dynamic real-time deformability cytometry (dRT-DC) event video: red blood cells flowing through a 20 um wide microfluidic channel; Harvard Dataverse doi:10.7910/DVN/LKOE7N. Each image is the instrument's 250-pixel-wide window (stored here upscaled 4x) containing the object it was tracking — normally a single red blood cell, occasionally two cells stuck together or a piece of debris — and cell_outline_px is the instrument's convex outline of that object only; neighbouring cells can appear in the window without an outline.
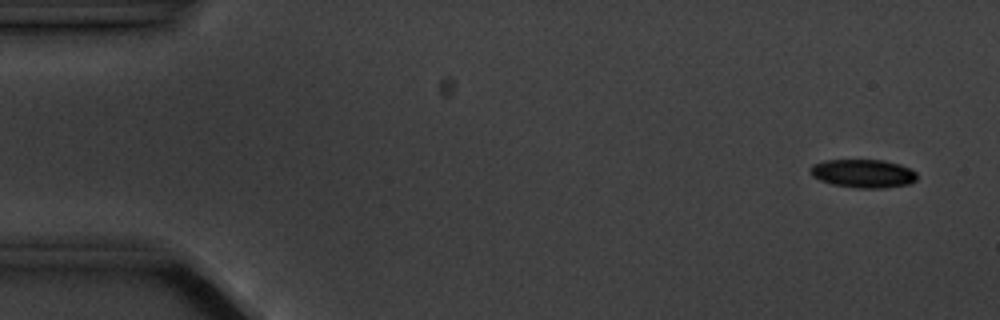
{"species": "common noctule bat (a hibernating species)", "species_latin": "Nyctalus noctula", "temperature_condition": "cold", "stored_images_in_passage": 6, "camera_frame_rate_fps": 3000, "um_per_image_px": 0.085, "animal": {"sex": "male", "body_mass_g": 20.1, "forearm_length_mm": 53.5}, "frame": {"image": 1, "passage_image": 1, "time_ms": 0.0, "image_size_px": [1000, 320], "cell_outline_px": [[916, 180], [908, 184], [884, 188], [860, 188], [832, 184], [820, 180], [812, 176], [808, 168], [812, 164], [824, 160], [884, 160], [900, 164], [916, 172]], "centroid_in_image_um": [73.33, 14.74], "position_along_channel_um": 11.7, "area_um2": 17.69}}